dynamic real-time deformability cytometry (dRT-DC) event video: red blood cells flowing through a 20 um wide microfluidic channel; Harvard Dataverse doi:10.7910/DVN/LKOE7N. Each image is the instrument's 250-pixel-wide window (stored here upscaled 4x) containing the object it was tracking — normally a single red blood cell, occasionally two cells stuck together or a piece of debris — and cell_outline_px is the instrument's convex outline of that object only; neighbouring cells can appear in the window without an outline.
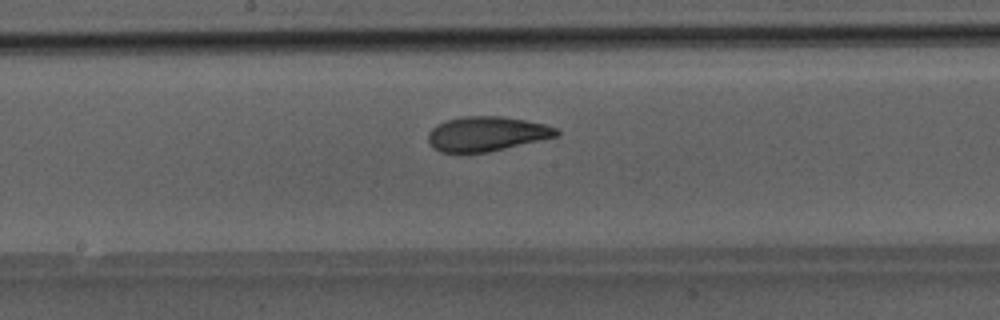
{"species": "Egyptian fruit bat (a non-hibernating species)", "species_latin": "Rousettus aegyptiacus", "temperature_condition": "room temperature", "stored_images_in_passage": 48, "camera_frame_rate_fps": 3000, "um_per_image_px": 0.085, "animal": {"sex": "male"}, "frame": {"image": 1, "passage_image": 24, "time_ms": 7.667, "image_size_px": [1000, 320], "cell_outline_px": [[560, 136], [488, 152], [460, 156], [440, 152], [432, 148], [428, 144], [428, 132], [432, 128], [448, 120], [460, 116], [500, 116], [524, 120], [544, 124], [556, 128], [560, 132]], "centroid_in_image_um": [41.31, 11.42], "position_along_channel_um": 206.9, "area_um2": 26.59}}
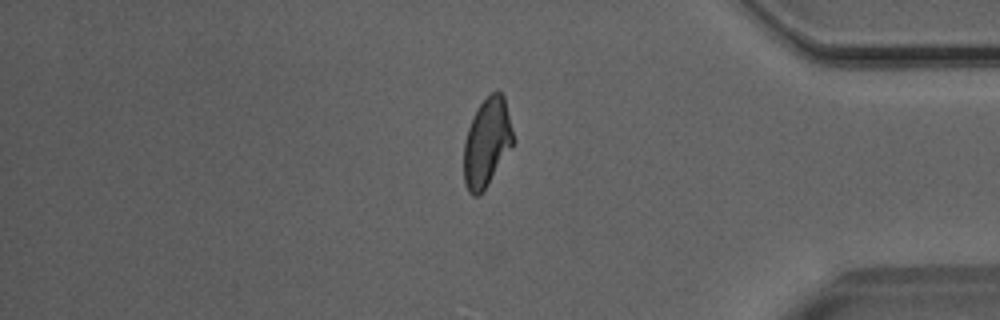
{"frame": {"image": 2, "passage_image": 39, "time_ms": 12.667, "image_size_px": [1000, 320], "cell_outline_px": [[516, 140], [488, 184], [480, 196], [472, 196], [468, 192], [464, 184], [464, 140], [472, 116], [480, 104], [492, 92], [500, 92], [504, 96]], "centroid_in_image_um": [41.39, 12.13], "position_along_channel_um": 393.8, "area_um2": 25.61}}
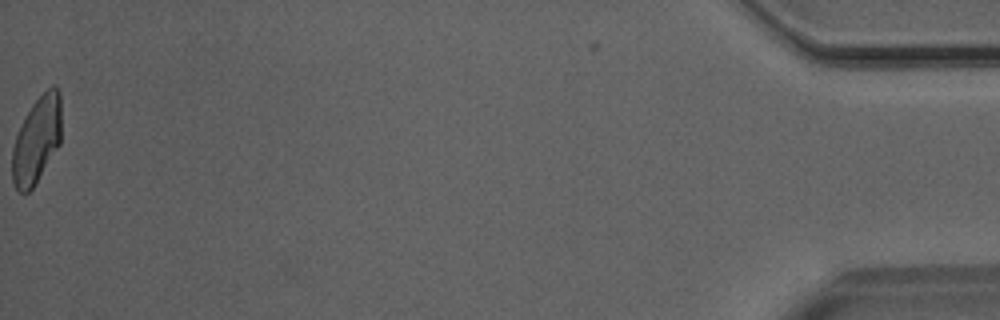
{"frame": {"image": 3, "passage_image": 47, "time_ms": 15.333, "image_size_px": [1000, 320], "cell_outline_px": [[60, 144], [32, 188], [28, 192], [20, 192], [16, 188], [12, 180], [12, 148], [16, 136], [32, 104], [52, 84], [56, 84], [60, 92]], "centroid_in_image_um": [3.12, 11.88], "position_along_channel_um": 432.1, "area_um2": 24.45}}